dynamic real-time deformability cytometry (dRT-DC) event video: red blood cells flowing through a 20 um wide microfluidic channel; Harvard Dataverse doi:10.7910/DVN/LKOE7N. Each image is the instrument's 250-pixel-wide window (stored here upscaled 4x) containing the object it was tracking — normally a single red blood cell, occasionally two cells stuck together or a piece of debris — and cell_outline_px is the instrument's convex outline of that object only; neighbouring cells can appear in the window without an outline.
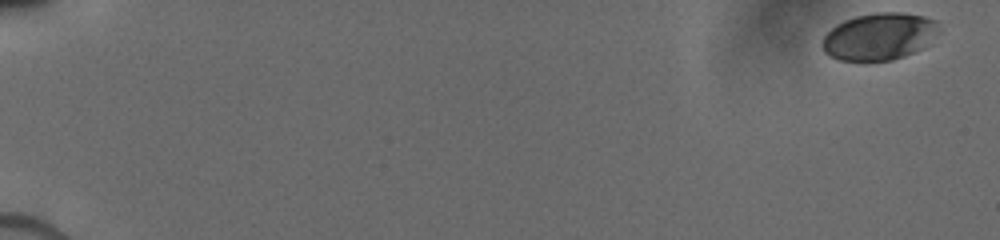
{"species": "human", "species_latin": "Homo sapiens", "temperature_condition": "cold", "stored_images_in_passage": 18, "camera_frame_rate_fps": 3000, "um_per_image_px": 0.085, "donor": {"sex": "male"}, "frame": {"image": 1, "passage_image": 1, "time_ms": 0.0, "image_size_px": [1000, 240], "cell_outline_px": [[940, 32], [924, 48], [904, 56], [892, 60], [840, 60], [828, 56], [824, 52], [820, 44], [824, 36], [836, 24], [844, 20], [856, 16], [876, 12], [900, 12], [924, 16], [936, 20], [940, 28]], "centroid_in_image_um": [74.75, 3.09], "position_along_channel_um": 10.2, "area_um2": 32.31}}
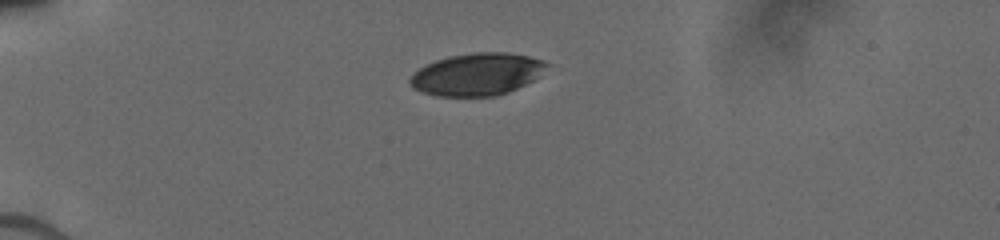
{"frame": {"image": 2, "passage_image": 11, "time_ms": 4.667, "image_size_px": [1000, 240], "cell_outline_px": [[552, 64], [532, 80], [508, 92], [496, 96], [436, 96], [412, 88], [408, 84], [408, 80], [420, 68], [436, 60], [448, 56], [476, 52], [504, 52], [528, 56], [544, 60]], "centroid_in_image_um": [40.55, 6.31], "position_along_channel_um": 44.4, "area_um2": 33.58}}
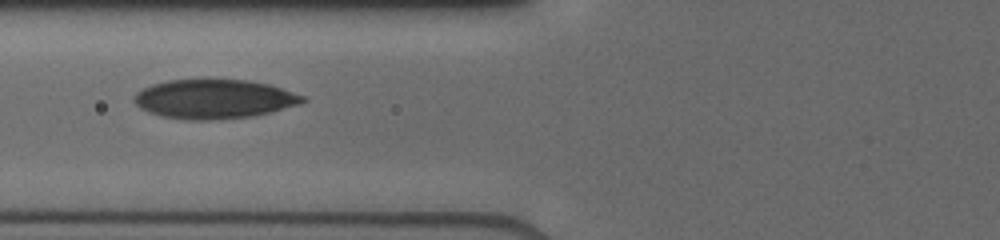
{"frame": {"image": 3, "passage_image": 16, "time_ms": 7.333, "image_size_px": [1000, 240], "cell_outline_px": [[308, 100], [300, 104], [252, 116], [220, 120], [188, 120], [160, 116], [140, 108], [132, 100], [136, 92], [152, 84], [168, 80], [248, 80], [268, 84], [304, 96]], "centroid_in_image_um": [18.17, 8.43], "position_along_channel_um": 107.6, "area_um2": 38.38}}